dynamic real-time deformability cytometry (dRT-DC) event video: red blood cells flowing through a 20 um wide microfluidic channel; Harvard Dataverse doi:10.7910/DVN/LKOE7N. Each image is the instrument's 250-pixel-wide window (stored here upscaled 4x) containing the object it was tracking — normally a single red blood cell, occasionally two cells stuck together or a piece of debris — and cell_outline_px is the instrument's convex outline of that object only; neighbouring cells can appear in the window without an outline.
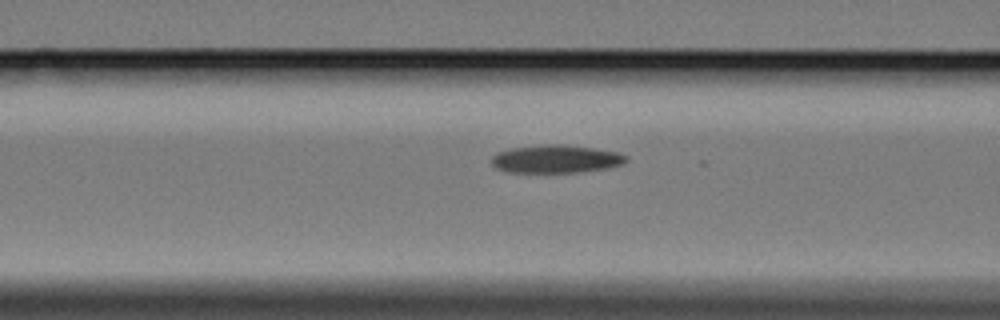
{"species": "Egyptian fruit bat (a non-hibernating species)", "species_latin": "Rousettus aegyptiacus", "temperature_condition": "cold", "stored_images_in_passage": 32, "camera_frame_rate_fps": 3000, "um_per_image_px": 0.085, "animal": {"sex": "female"}, "frame": {"image": 1, "passage_image": 16, "time_ms": 5.0, "image_size_px": [1000, 320], "cell_outline_px": [[628, 160], [624, 164], [608, 168], [576, 172], [508, 172], [496, 168], [492, 164], [492, 156], [496, 152], [512, 148], [544, 144], [564, 144], [620, 152], [628, 156]], "centroid_in_image_um": [47.28, 13.5], "position_along_channel_um": 119.3, "area_um2": 22.08}}
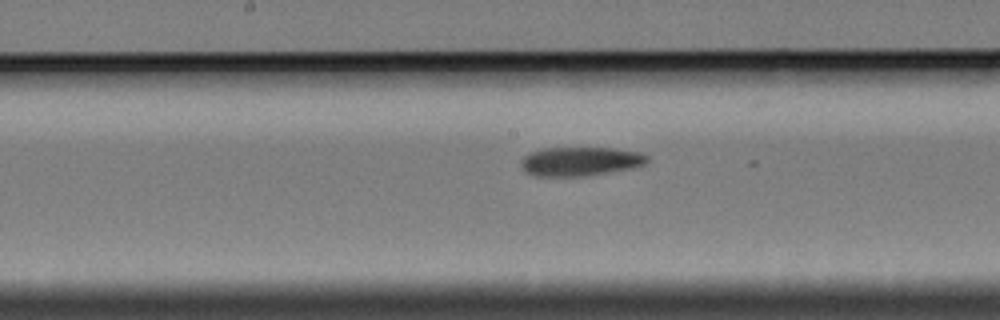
{"frame": {"image": 2, "passage_image": 23, "time_ms": 7.333, "image_size_px": [1000, 320], "cell_outline_px": [[648, 160], [644, 164], [628, 168], [584, 176], [536, 176], [524, 172], [520, 164], [520, 160], [524, 156], [532, 152], [544, 148], [616, 148], [640, 152], [648, 156]], "centroid_in_image_um": [49.28, 13.71], "position_along_channel_um": 198.9, "area_um2": 21.15}}
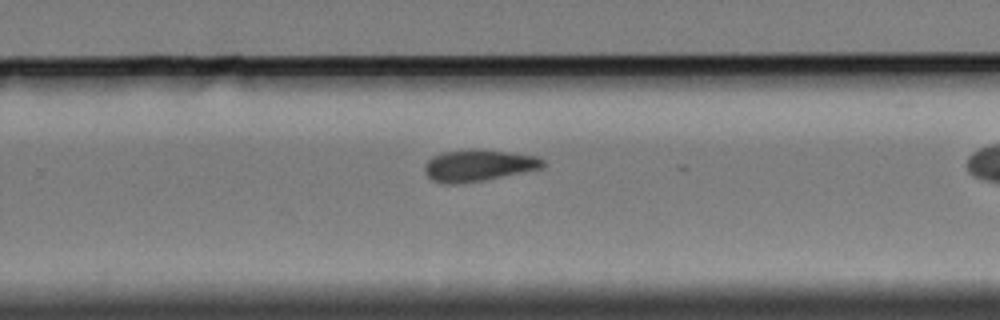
{"frame": {"image": 3, "passage_image": 31, "time_ms": 10.0, "image_size_px": [1000, 320], "cell_outline_px": [[544, 168], [484, 180], [456, 184], [444, 184], [432, 180], [424, 172], [424, 164], [432, 156], [444, 152], [472, 148], [480, 148], [512, 152], [540, 156], [544, 160]], "centroid_in_image_um": [40.68, 14.04], "position_along_channel_um": 289.1, "area_um2": 22.25}}